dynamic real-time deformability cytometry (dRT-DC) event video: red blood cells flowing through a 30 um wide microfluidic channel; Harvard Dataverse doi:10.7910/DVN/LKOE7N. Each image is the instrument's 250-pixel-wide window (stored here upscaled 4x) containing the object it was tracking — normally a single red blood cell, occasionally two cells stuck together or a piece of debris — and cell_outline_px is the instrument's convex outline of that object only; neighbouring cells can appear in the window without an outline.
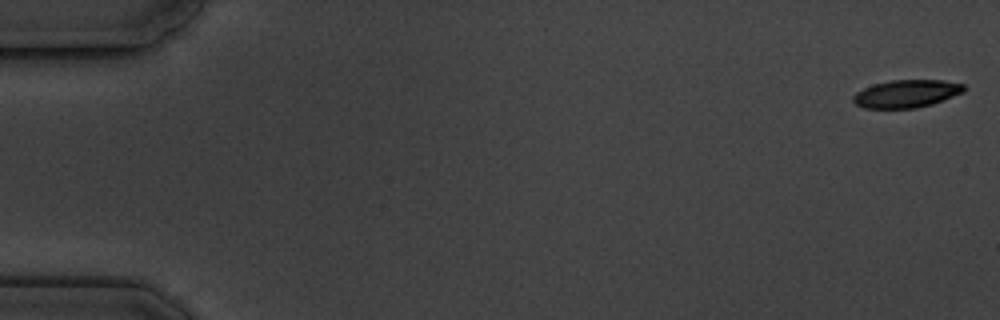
{"species": "common noctule bat (a hibernating species)", "species_latin": "Nyctalus noctula", "temperature_condition": "cold", "stored_images_in_passage": 6, "camera_frame_rate_fps": 3000, "um_per_image_px": 0.085, "animal": {"sex": "male", "body_mass_g": 19.5, "forearm_length_mm": 54.6}, "frame": {"image": 1, "passage_image": 1, "time_ms": 0.0, "image_size_px": [1000, 320], "cell_outline_px": [[968, 88], [964, 92], [932, 104], [916, 108], [864, 108], [856, 104], [852, 100], [852, 96], [856, 92], [872, 84], [892, 80], [944, 80], [964, 84]], "centroid_in_image_um": [77.06, 7.96], "position_along_channel_um": 7.9, "area_um2": 18.03}}
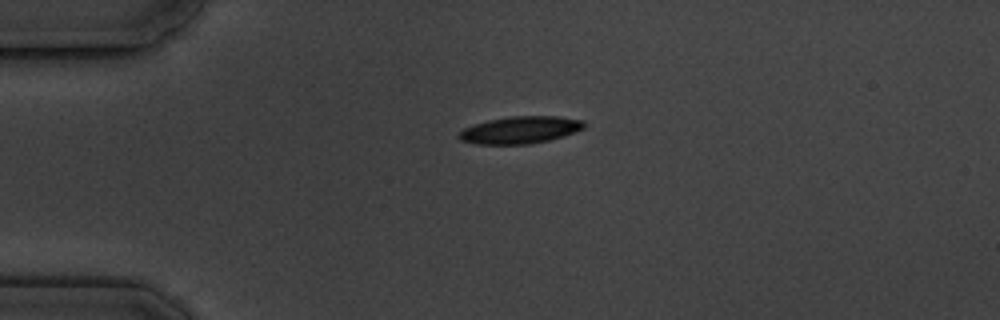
{"frame": {"image": 2, "passage_image": 4, "time_ms": 4.333, "image_size_px": [1000, 320], "cell_outline_px": [[588, 124], [584, 128], [564, 136], [548, 140], [528, 144], [476, 144], [460, 140], [456, 136], [464, 128], [472, 124], [488, 120], [512, 116], [560, 116], [584, 120]], "centroid_in_image_um": [44.23, 11.04], "position_along_channel_um": 40.8, "area_um2": 20.0}}